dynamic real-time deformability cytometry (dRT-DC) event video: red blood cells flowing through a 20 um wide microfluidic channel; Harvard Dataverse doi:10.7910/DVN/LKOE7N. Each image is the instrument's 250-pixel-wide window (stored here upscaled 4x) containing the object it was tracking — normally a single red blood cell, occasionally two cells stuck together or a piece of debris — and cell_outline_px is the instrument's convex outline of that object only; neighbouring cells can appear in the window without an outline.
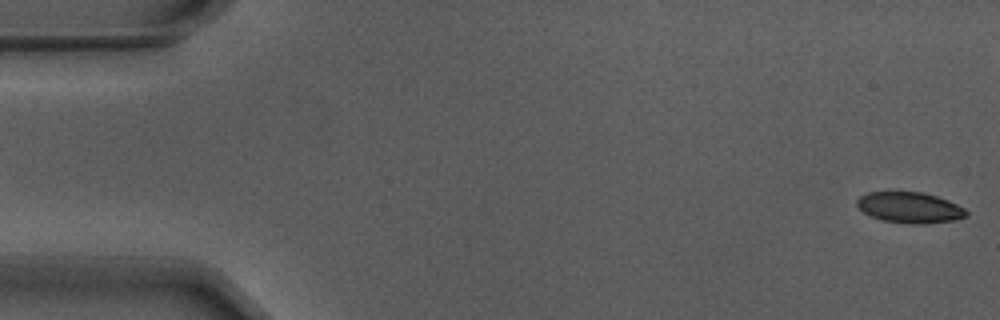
{"species": "Egyptian fruit bat (a non-hibernating species)", "species_latin": "Rousettus aegyptiacus", "temperature_condition": "warm", "stored_images_in_passage": 56, "camera_frame_rate_fps": 3000, "um_per_image_px": 0.085, "animal": {"sex": "male"}, "frame": {"image": 1, "passage_image": 1, "time_ms": 0.0, "image_size_px": [1000, 320], "cell_outline_px": [[968, 216], [956, 220], [924, 224], [912, 224], [880, 220], [864, 212], [856, 204], [856, 200], [860, 196], [868, 192], [924, 192], [948, 200], [964, 208], [968, 212]], "centroid_in_image_um": [77.35, 17.65], "position_along_channel_um": 7.7, "area_um2": 19.71}}
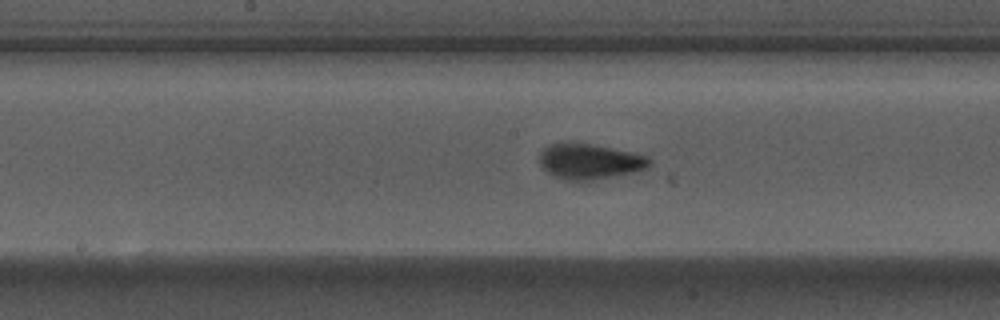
{"frame": {"image": 2, "passage_image": 28, "time_ms": 9.0, "image_size_px": [1000, 320], "cell_outline_px": [[652, 164], [648, 168], [636, 172], [588, 184], [580, 184], [556, 176], [548, 172], [540, 164], [540, 152], [548, 144], [592, 144], [632, 152], [648, 156], [652, 160]], "centroid_in_image_um": [50.2, 13.8], "position_along_channel_um": 198.0, "area_um2": 23.41}}
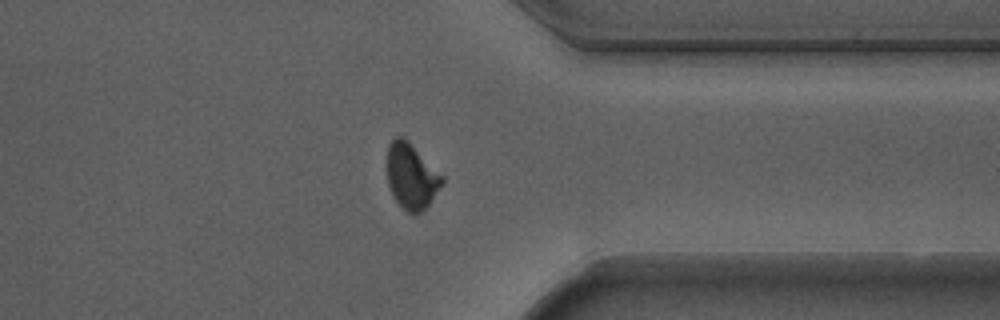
{"frame": {"image": 3, "passage_image": 43, "time_ms": 14.0, "image_size_px": [1000, 320], "cell_outline_px": [[444, 184], [428, 204], [420, 212], [408, 212], [392, 196], [388, 184], [388, 144], [396, 136], [404, 136], [444, 176]], "centroid_in_image_um": [34.99, 14.94], "position_along_channel_um": 376.4, "area_um2": 20.87}, "authors_computed_cell_mechanics": {"area_um2": 21.1837, "velocity_mm_per_s": 3.7078, "shape_relaxation_time_tau1_ms": 3.6926, "shape_relaxation_time_tau2_ms": 0.9261, "deformation_change_tau1": 0.1518, "deformation_change_tau2": 0.0606}}